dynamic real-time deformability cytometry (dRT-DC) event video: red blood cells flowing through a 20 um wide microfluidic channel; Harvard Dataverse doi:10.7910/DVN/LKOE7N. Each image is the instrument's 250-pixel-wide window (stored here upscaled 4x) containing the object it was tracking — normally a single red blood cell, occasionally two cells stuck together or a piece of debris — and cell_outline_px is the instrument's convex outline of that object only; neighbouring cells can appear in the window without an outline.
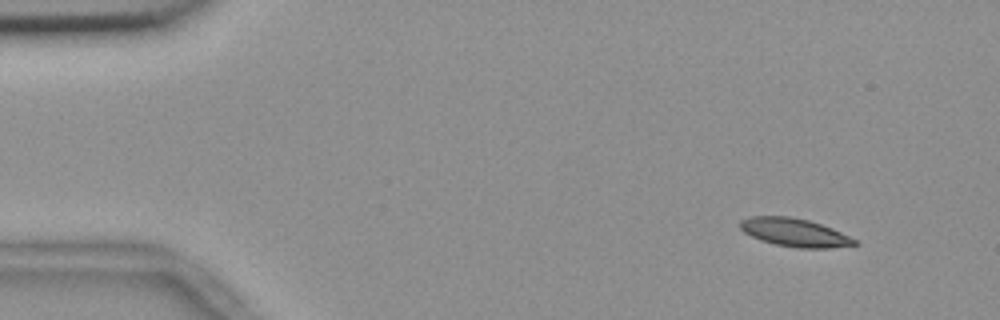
{"species": "common noctule bat (a hibernating species)", "species_latin": "Nyctalus noctula", "temperature_condition": "room temperature", "stored_images_in_passage": 5, "camera_frame_rate_fps": 3000, "um_per_image_px": 0.085, "animal": {"sex": "female", "body_mass_g": 18.4}, "frame": {"image": 1, "passage_image": 2, "time_ms": 0.333, "image_size_px": [1000, 320], "cell_outline_px": [[860, 244], [828, 248], [796, 248], [776, 244], [760, 240], [744, 232], [740, 228], [740, 220], [748, 216], [788, 216], [808, 220], [832, 228], [856, 240]], "centroid_in_image_um": [67.52, 19.76], "position_along_channel_um": 17.5, "area_um2": 18.73}}
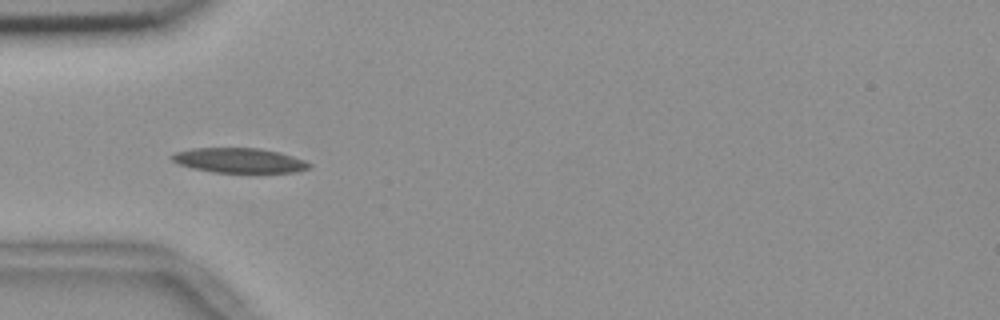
{"frame": {"image": 2, "passage_image": 5, "time_ms": 1.333, "image_size_px": [1000, 320], "cell_outline_px": [[312, 164], [308, 168], [296, 172], [212, 172], [192, 168], [180, 164], [172, 160], [168, 156], [176, 152], [192, 148], [260, 148], [280, 152], [304, 160]], "centroid_in_image_um": [20.31, 13.63], "position_along_channel_um": 64.7, "area_um2": 19.77}}